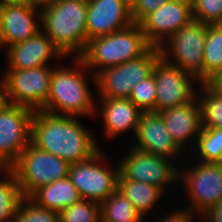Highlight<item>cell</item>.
<instances>
[{
    "mask_svg": "<svg viewBox=\"0 0 222 222\" xmlns=\"http://www.w3.org/2000/svg\"><path fill=\"white\" fill-rule=\"evenodd\" d=\"M30 143L69 164L85 161L100 150L95 138L76 117L43 110L34 111Z\"/></svg>",
    "mask_w": 222,
    "mask_h": 222,
    "instance_id": "6da1fadb",
    "label": "cell"
},
{
    "mask_svg": "<svg viewBox=\"0 0 222 222\" xmlns=\"http://www.w3.org/2000/svg\"><path fill=\"white\" fill-rule=\"evenodd\" d=\"M87 7V0H54L40 7L43 32L64 56L79 57L85 50Z\"/></svg>",
    "mask_w": 222,
    "mask_h": 222,
    "instance_id": "7a4b0ae2",
    "label": "cell"
},
{
    "mask_svg": "<svg viewBox=\"0 0 222 222\" xmlns=\"http://www.w3.org/2000/svg\"><path fill=\"white\" fill-rule=\"evenodd\" d=\"M151 47L140 24L132 23L125 29L88 40L79 58L87 70L95 67L91 74L95 83V75L99 71L137 59Z\"/></svg>",
    "mask_w": 222,
    "mask_h": 222,
    "instance_id": "3957f363",
    "label": "cell"
},
{
    "mask_svg": "<svg viewBox=\"0 0 222 222\" xmlns=\"http://www.w3.org/2000/svg\"><path fill=\"white\" fill-rule=\"evenodd\" d=\"M74 60L76 68L53 69L49 97L41 110L56 115L75 117L94 114L96 102L93 101L92 91L88 88L82 72L87 67L79 57H75Z\"/></svg>",
    "mask_w": 222,
    "mask_h": 222,
    "instance_id": "277c9868",
    "label": "cell"
},
{
    "mask_svg": "<svg viewBox=\"0 0 222 222\" xmlns=\"http://www.w3.org/2000/svg\"><path fill=\"white\" fill-rule=\"evenodd\" d=\"M70 164L31 143L9 168L17 177L24 197H30L40 187L68 177Z\"/></svg>",
    "mask_w": 222,
    "mask_h": 222,
    "instance_id": "5b68a950",
    "label": "cell"
},
{
    "mask_svg": "<svg viewBox=\"0 0 222 222\" xmlns=\"http://www.w3.org/2000/svg\"><path fill=\"white\" fill-rule=\"evenodd\" d=\"M206 35L207 23L193 19L159 46L160 57L181 71L191 74L201 84L203 83V54ZM171 53L176 58V63L174 60L169 61Z\"/></svg>",
    "mask_w": 222,
    "mask_h": 222,
    "instance_id": "8992f818",
    "label": "cell"
},
{
    "mask_svg": "<svg viewBox=\"0 0 222 222\" xmlns=\"http://www.w3.org/2000/svg\"><path fill=\"white\" fill-rule=\"evenodd\" d=\"M103 152L99 150L91 158L70 164L68 177L81 199L104 202L118 187L119 167H102Z\"/></svg>",
    "mask_w": 222,
    "mask_h": 222,
    "instance_id": "52a82bcc",
    "label": "cell"
},
{
    "mask_svg": "<svg viewBox=\"0 0 222 222\" xmlns=\"http://www.w3.org/2000/svg\"><path fill=\"white\" fill-rule=\"evenodd\" d=\"M34 110L8 104L0 111V169H9L30 144Z\"/></svg>",
    "mask_w": 222,
    "mask_h": 222,
    "instance_id": "ba28073f",
    "label": "cell"
},
{
    "mask_svg": "<svg viewBox=\"0 0 222 222\" xmlns=\"http://www.w3.org/2000/svg\"><path fill=\"white\" fill-rule=\"evenodd\" d=\"M52 72L49 66L7 70L3 78L9 104L41 110L49 97Z\"/></svg>",
    "mask_w": 222,
    "mask_h": 222,
    "instance_id": "9c48e42d",
    "label": "cell"
},
{
    "mask_svg": "<svg viewBox=\"0 0 222 222\" xmlns=\"http://www.w3.org/2000/svg\"><path fill=\"white\" fill-rule=\"evenodd\" d=\"M194 166L185 172L179 169V180L184 181L192 201V213L195 211L201 217L222 198V163L199 161Z\"/></svg>",
    "mask_w": 222,
    "mask_h": 222,
    "instance_id": "30bf717a",
    "label": "cell"
},
{
    "mask_svg": "<svg viewBox=\"0 0 222 222\" xmlns=\"http://www.w3.org/2000/svg\"><path fill=\"white\" fill-rule=\"evenodd\" d=\"M119 164V176L154 185L165 190V185L179 181L178 167L171 159L143 152L132 147Z\"/></svg>",
    "mask_w": 222,
    "mask_h": 222,
    "instance_id": "8fae6325",
    "label": "cell"
},
{
    "mask_svg": "<svg viewBox=\"0 0 222 222\" xmlns=\"http://www.w3.org/2000/svg\"><path fill=\"white\" fill-rule=\"evenodd\" d=\"M152 73L156 81L155 112L193 101L197 93L192 85L196 79L189 73L165 62L161 57L154 65Z\"/></svg>",
    "mask_w": 222,
    "mask_h": 222,
    "instance_id": "7c38bea8",
    "label": "cell"
},
{
    "mask_svg": "<svg viewBox=\"0 0 222 222\" xmlns=\"http://www.w3.org/2000/svg\"><path fill=\"white\" fill-rule=\"evenodd\" d=\"M192 20L191 0H171L148 14L139 24L149 44L159 48L164 40Z\"/></svg>",
    "mask_w": 222,
    "mask_h": 222,
    "instance_id": "4fadbf2b",
    "label": "cell"
},
{
    "mask_svg": "<svg viewBox=\"0 0 222 222\" xmlns=\"http://www.w3.org/2000/svg\"><path fill=\"white\" fill-rule=\"evenodd\" d=\"M87 38L108 35L133 23L128 0H87Z\"/></svg>",
    "mask_w": 222,
    "mask_h": 222,
    "instance_id": "5bb4252c",
    "label": "cell"
},
{
    "mask_svg": "<svg viewBox=\"0 0 222 222\" xmlns=\"http://www.w3.org/2000/svg\"><path fill=\"white\" fill-rule=\"evenodd\" d=\"M38 9L40 10V6L34 4L0 6V32L6 48L32 38L41 30L36 21L37 18L40 19Z\"/></svg>",
    "mask_w": 222,
    "mask_h": 222,
    "instance_id": "9a60e30c",
    "label": "cell"
},
{
    "mask_svg": "<svg viewBox=\"0 0 222 222\" xmlns=\"http://www.w3.org/2000/svg\"><path fill=\"white\" fill-rule=\"evenodd\" d=\"M135 149L167 158L181 155V149L170 136L158 112H143L136 131ZM180 152V153H179Z\"/></svg>",
    "mask_w": 222,
    "mask_h": 222,
    "instance_id": "2e32d148",
    "label": "cell"
},
{
    "mask_svg": "<svg viewBox=\"0 0 222 222\" xmlns=\"http://www.w3.org/2000/svg\"><path fill=\"white\" fill-rule=\"evenodd\" d=\"M8 70H25L47 66L51 57L63 54L41 30L32 38L7 47ZM53 55V56H52Z\"/></svg>",
    "mask_w": 222,
    "mask_h": 222,
    "instance_id": "e0dca14e",
    "label": "cell"
},
{
    "mask_svg": "<svg viewBox=\"0 0 222 222\" xmlns=\"http://www.w3.org/2000/svg\"><path fill=\"white\" fill-rule=\"evenodd\" d=\"M197 98L184 105L158 112L176 145L182 150L190 138L197 141L201 132V110ZM192 136V137H191ZM187 142V143H186Z\"/></svg>",
    "mask_w": 222,
    "mask_h": 222,
    "instance_id": "ac0fdd59",
    "label": "cell"
},
{
    "mask_svg": "<svg viewBox=\"0 0 222 222\" xmlns=\"http://www.w3.org/2000/svg\"><path fill=\"white\" fill-rule=\"evenodd\" d=\"M106 137L133 130L136 134L142 111L129 98H99Z\"/></svg>",
    "mask_w": 222,
    "mask_h": 222,
    "instance_id": "d6986e66",
    "label": "cell"
},
{
    "mask_svg": "<svg viewBox=\"0 0 222 222\" xmlns=\"http://www.w3.org/2000/svg\"><path fill=\"white\" fill-rule=\"evenodd\" d=\"M29 198L38 206L58 213L81 200L69 177L40 187Z\"/></svg>",
    "mask_w": 222,
    "mask_h": 222,
    "instance_id": "ffe728a7",
    "label": "cell"
},
{
    "mask_svg": "<svg viewBox=\"0 0 222 222\" xmlns=\"http://www.w3.org/2000/svg\"><path fill=\"white\" fill-rule=\"evenodd\" d=\"M117 189L132 203L140 215L145 216L164 193L162 189L144 182L118 177Z\"/></svg>",
    "mask_w": 222,
    "mask_h": 222,
    "instance_id": "44dd1931",
    "label": "cell"
},
{
    "mask_svg": "<svg viewBox=\"0 0 222 222\" xmlns=\"http://www.w3.org/2000/svg\"><path fill=\"white\" fill-rule=\"evenodd\" d=\"M99 98H129L126 62L106 68L95 75Z\"/></svg>",
    "mask_w": 222,
    "mask_h": 222,
    "instance_id": "7402d4cb",
    "label": "cell"
},
{
    "mask_svg": "<svg viewBox=\"0 0 222 222\" xmlns=\"http://www.w3.org/2000/svg\"><path fill=\"white\" fill-rule=\"evenodd\" d=\"M222 71V25L207 24L203 54V83Z\"/></svg>",
    "mask_w": 222,
    "mask_h": 222,
    "instance_id": "603a6c76",
    "label": "cell"
},
{
    "mask_svg": "<svg viewBox=\"0 0 222 222\" xmlns=\"http://www.w3.org/2000/svg\"><path fill=\"white\" fill-rule=\"evenodd\" d=\"M100 209L101 222H141L143 218L118 189L100 204Z\"/></svg>",
    "mask_w": 222,
    "mask_h": 222,
    "instance_id": "cb8c5ba5",
    "label": "cell"
},
{
    "mask_svg": "<svg viewBox=\"0 0 222 222\" xmlns=\"http://www.w3.org/2000/svg\"><path fill=\"white\" fill-rule=\"evenodd\" d=\"M3 170L7 176L0 179V222H12L24 196L16 175L10 169Z\"/></svg>",
    "mask_w": 222,
    "mask_h": 222,
    "instance_id": "d4e9b609",
    "label": "cell"
},
{
    "mask_svg": "<svg viewBox=\"0 0 222 222\" xmlns=\"http://www.w3.org/2000/svg\"><path fill=\"white\" fill-rule=\"evenodd\" d=\"M204 96L199 98L201 124L204 128H222V96L213 91L206 83H201ZM201 97V98H200Z\"/></svg>",
    "mask_w": 222,
    "mask_h": 222,
    "instance_id": "484cf974",
    "label": "cell"
},
{
    "mask_svg": "<svg viewBox=\"0 0 222 222\" xmlns=\"http://www.w3.org/2000/svg\"><path fill=\"white\" fill-rule=\"evenodd\" d=\"M194 144L201 155V162L222 163V128L202 127Z\"/></svg>",
    "mask_w": 222,
    "mask_h": 222,
    "instance_id": "4316f807",
    "label": "cell"
},
{
    "mask_svg": "<svg viewBox=\"0 0 222 222\" xmlns=\"http://www.w3.org/2000/svg\"><path fill=\"white\" fill-rule=\"evenodd\" d=\"M159 58V48L151 47L143 56L126 62V78L129 96L136 84L152 74L154 65Z\"/></svg>",
    "mask_w": 222,
    "mask_h": 222,
    "instance_id": "83f0119b",
    "label": "cell"
},
{
    "mask_svg": "<svg viewBox=\"0 0 222 222\" xmlns=\"http://www.w3.org/2000/svg\"><path fill=\"white\" fill-rule=\"evenodd\" d=\"M59 222H101L100 204L81 199L59 212Z\"/></svg>",
    "mask_w": 222,
    "mask_h": 222,
    "instance_id": "f1b7e54d",
    "label": "cell"
},
{
    "mask_svg": "<svg viewBox=\"0 0 222 222\" xmlns=\"http://www.w3.org/2000/svg\"><path fill=\"white\" fill-rule=\"evenodd\" d=\"M12 222H59V213L40 207L29 197H24Z\"/></svg>",
    "mask_w": 222,
    "mask_h": 222,
    "instance_id": "f546056e",
    "label": "cell"
},
{
    "mask_svg": "<svg viewBox=\"0 0 222 222\" xmlns=\"http://www.w3.org/2000/svg\"><path fill=\"white\" fill-rule=\"evenodd\" d=\"M129 99L142 112H155L156 81L153 73L133 87Z\"/></svg>",
    "mask_w": 222,
    "mask_h": 222,
    "instance_id": "4dcf8cb0",
    "label": "cell"
},
{
    "mask_svg": "<svg viewBox=\"0 0 222 222\" xmlns=\"http://www.w3.org/2000/svg\"><path fill=\"white\" fill-rule=\"evenodd\" d=\"M193 19L207 24L222 23V0H191Z\"/></svg>",
    "mask_w": 222,
    "mask_h": 222,
    "instance_id": "1f68e13d",
    "label": "cell"
},
{
    "mask_svg": "<svg viewBox=\"0 0 222 222\" xmlns=\"http://www.w3.org/2000/svg\"><path fill=\"white\" fill-rule=\"evenodd\" d=\"M171 0H135L131 4L133 23L139 24L148 14Z\"/></svg>",
    "mask_w": 222,
    "mask_h": 222,
    "instance_id": "d6a6232c",
    "label": "cell"
},
{
    "mask_svg": "<svg viewBox=\"0 0 222 222\" xmlns=\"http://www.w3.org/2000/svg\"><path fill=\"white\" fill-rule=\"evenodd\" d=\"M173 214L167 215V217H161L159 222H193V214L191 209L189 208L187 211L180 210L172 212ZM157 222V221H156Z\"/></svg>",
    "mask_w": 222,
    "mask_h": 222,
    "instance_id": "836d02e7",
    "label": "cell"
},
{
    "mask_svg": "<svg viewBox=\"0 0 222 222\" xmlns=\"http://www.w3.org/2000/svg\"><path fill=\"white\" fill-rule=\"evenodd\" d=\"M201 216L202 217L200 218L203 222H222V198L216 205L207 210Z\"/></svg>",
    "mask_w": 222,
    "mask_h": 222,
    "instance_id": "e575fe53",
    "label": "cell"
},
{
    "mask_svg": "<svg viewBox=\"0 0 222 222\" xmlns=\"http://www.w3.org/2000/svg\"><path fill=\"white\" fill-rule=\"evenodd\" d=\"M206 84L217 94L222 96V71L216 73L212 78H210Z\"/></svg>",
    "mask_w": 222,
    "mask_h": 222,
    "instance_id": "d590c367",
    "label": "cell"
},
{
    "mask_svg": "<svg viewBox=\"0 0 222 222\" xmlns=\"http://www.w3.org/2000/svg\"><path fill=\"white\" fill-rule=\"evenodd\" d=\"M9 104L5 80L0 81V111H2Z\"/></svg>",
    "mask_w": 222,
    "mask_h": 222,
    "instance_id": "8d00e7d4",
    "label": "cell"
},
{
    "mask_svg": "<svg viewBox=\"0 0 222 222\" xmlns=\"http://www.w3.org/2000/svg\"><path fill=\"white\" fill-rule=\"evenodd\" d=\"M7 4H29V0H0V6Z\"/></svg>",
    "mask_w": 222,
    "mask_h": 222,
    "instance_id": "74e56055",
    "label": "cell"
},
{
    "mask_svg": "<svg viewBox=\"0 0 222 222\" xmlns=\"http://www.w3.org/2000/svg\"><path fill=\"white\" fill-rule=\"evenodd\" d=\"M54 0H29V4H34L37 6H43L45 4H48L50 2H53Z\"/></svg>",
    "mask_w": 222,
    "mask_h": 222,
    "instance_id": "f35d334b",
    "label": "cell"
},
{
    "mask_svg": "<svg viewBox=\"0 0 222 222\" xmlns=\"http://www.w3.org/2000/svg\"><path fill=\"white\" fill-rule=\"evenodd\" d=\"M3 45V42H2V38H1V32H0V48H2Z\"/></svg>",
    "mask_w": 222,
    "mask_h": 222,
    "instance_id": "ab89813d",
    "label": "cell"
},
{
    "mask_svg": "<svg viewBox=\"0 0 222 222\" xmlns=\"http://www.w3.org/2000/svg\"><path fill=\"white\" fill-rule=\"evenodd\" d=\"M134 1H135V0H128V2H129L130 4H132Z\"/></svg>",
    "mask_w": 222,
    "mask_h": 222,
    "instance_id": "60d3db41",
    "label": "cell"
}]
</instances>
